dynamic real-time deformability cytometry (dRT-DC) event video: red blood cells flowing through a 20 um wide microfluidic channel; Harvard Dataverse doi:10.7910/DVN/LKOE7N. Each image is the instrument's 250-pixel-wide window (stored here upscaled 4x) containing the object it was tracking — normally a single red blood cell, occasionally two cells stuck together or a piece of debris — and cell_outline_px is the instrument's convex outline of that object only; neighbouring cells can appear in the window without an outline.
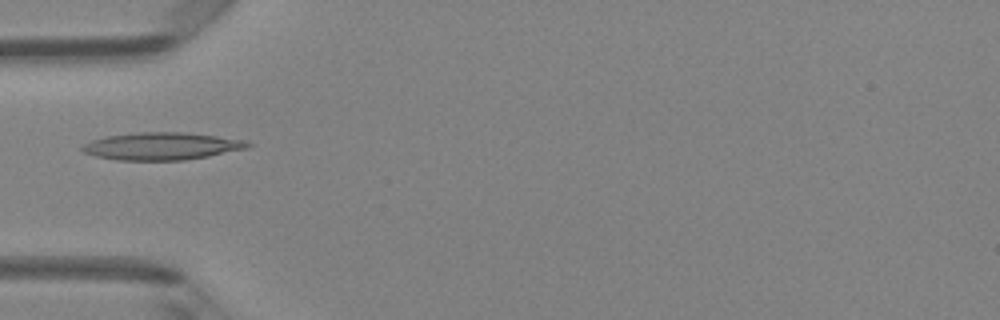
{"species": "Egyptian fruit bat (a non-hibernating species)", "species_latin": "Rousettus aegyptiacus", "temperature_condition": "room temperature", "stored_images_in_passage": 6, "camera_frame_rate_fps": 3000, "um_per_image_px": 0.085, "animal": {"sex": "female"}, "frame": {"image": 1, "passage_image": 5, "time_ms": 1.333, "image_size_px": [1000, 320], "cell_outline_px": [[252, 144], [248, 148], [208, 156], [184, 160], [116, 160], [96, 156], [84, 152], [80, 148], [84, 144], [92, 140], [108, 136], [136, 132], [180, 132], [216, 136], [244, 140]], "centroid_in_image_um": [13.73, 12.42], "position_along_channel_um": 71.3, "area_um2": 26.24}}
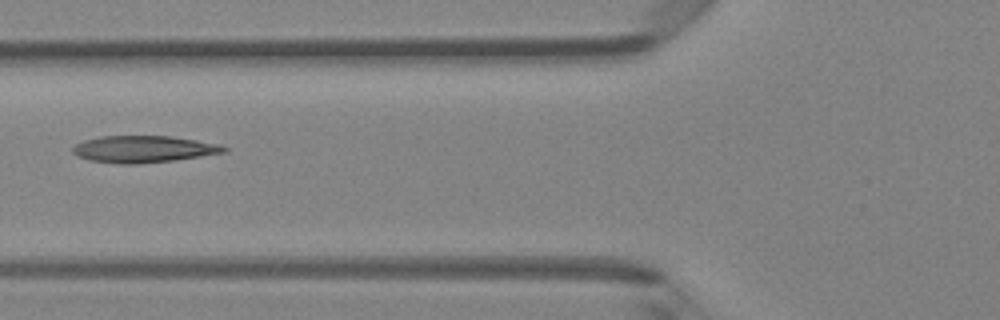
{"frame": {"image": 2, "passage_image": 6, "time_ms": 1.667, "image_size_px": [1000, 320], "cell_outline_px": [[228, 152], [176, 160], [136, 164], [120, 164], [88, 160], [76, 156], [72, 152], [72, 148], [76, 144], [84, 140], [100, 136], [168, 136], [196, 140], [220, 144], [228, 148]], "centroid_in_image_um": [12.2, 12.68], "position_along_channel_um": 113.6, "area_um2": 23.81}}